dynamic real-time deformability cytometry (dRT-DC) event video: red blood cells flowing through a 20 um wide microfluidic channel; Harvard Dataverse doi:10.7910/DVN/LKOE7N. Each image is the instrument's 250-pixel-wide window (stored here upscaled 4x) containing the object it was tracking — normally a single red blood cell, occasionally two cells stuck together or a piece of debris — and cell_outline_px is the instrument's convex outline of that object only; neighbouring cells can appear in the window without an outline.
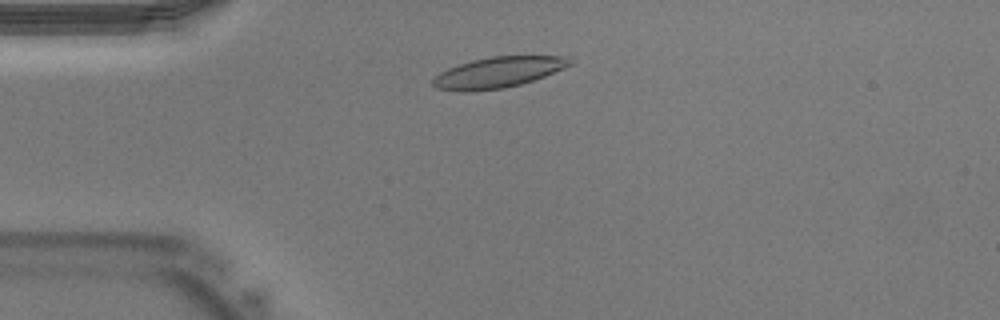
{"species": "Egyptian fruit bat (a non-hibernating species)", "species_latin": "Rousettus aegyptiacus", "temperature_condition": "warm", "stored_images_in_passage": 37, "camera_frame_rate_fps": 3000, "um_per_image_px": 0.085, "animal": {"sex": "male"}, "frame": {"image": 1, "passage_image": 6, "time_ms": 1.667, "image_size_px": [1000, 320], "cell_outline_px": [[572, 64], [564, 68], [544, 76], [520, 84], [504, 88], [464, 92], [460, 92], [436, 88], [432, 84], [432, 80], [440, 72], [448, 68], [472, 60], [492, 56], [572, 56]], "centroid_in_image_um": [42.34, 6.15], "position_along_channel_um": 42.7, "area_um2": 24.51}}
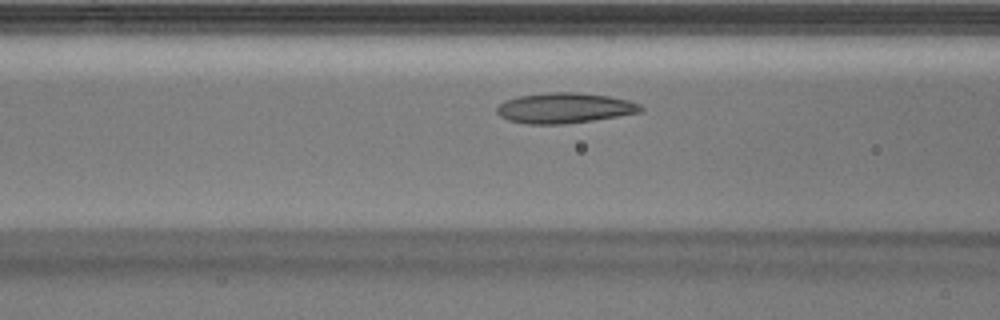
{"frame": {"image": 2, "passage_image": 12, "time_ms": 3.667, "image_size_px": [1000, 320], "cell_outline_px": [[644, 108], [640, 112], [592, 120], [564, 124], [528, 124], [508, 120], [500, 116], [496, 112], [496, 108], [504, 100], [520, 96], [552, 92], [580, 92], [608, 96], [628, 100], [640, 104]], "centroid_in_image_um": [47.97, 9.18], "position_along_channel_um": 118.6, "area_um2": 25.32}}
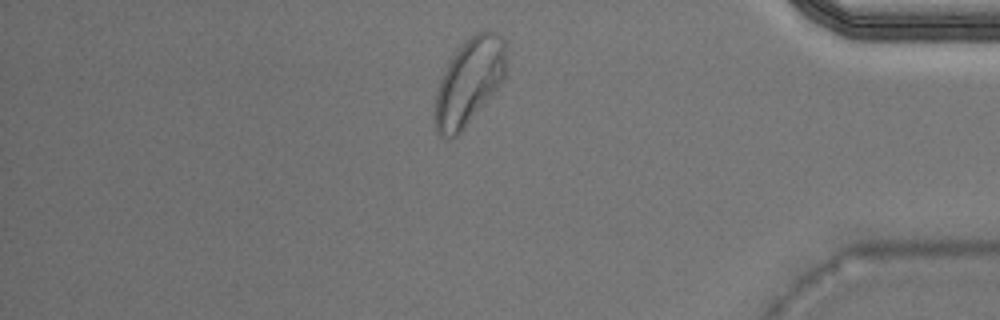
{"frame": {"image": 3, "passage_image": 31, "time_ms": 10.0, "image_size_px": [1000, 320], "cell_outline_px": [[504, 76], [500, 84], [464, 128], [456, 136], [440, 136], [436, 132], [436, 92], [440, 80], [448, 64], [456, 52], [476, 32], [484, 28], [488, 28], [496, 32], [504, 40]], "centroid_in_image_um": [39.88, 6.91], "position_along_channel_um": 395.3, "area_um2": 34.68}}